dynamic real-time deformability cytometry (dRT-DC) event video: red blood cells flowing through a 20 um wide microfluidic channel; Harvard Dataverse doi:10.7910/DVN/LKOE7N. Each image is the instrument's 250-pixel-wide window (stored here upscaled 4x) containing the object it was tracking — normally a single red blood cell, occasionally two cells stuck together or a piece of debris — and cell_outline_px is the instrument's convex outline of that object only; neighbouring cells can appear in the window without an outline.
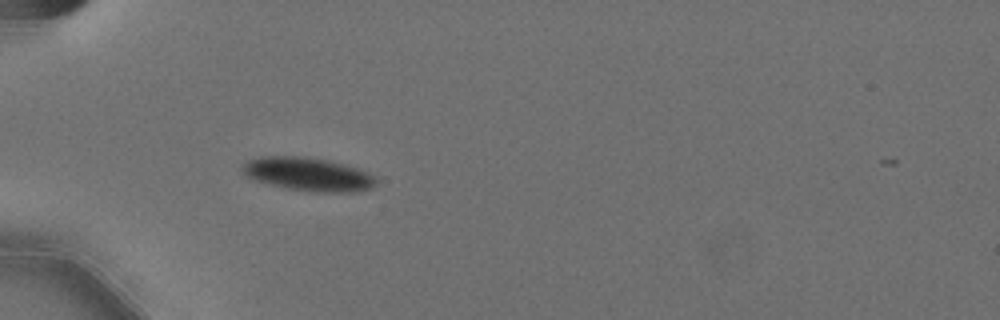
{"species": "Egyptian fruit bat (a non-hibernating species)", "species_latin": "Rousettus aegyptiacus", "temperature_condition": "cold", "stored_images_in_passage": 21, "camera_frame_rate_fps": 3000, "um_per_image_px": 0.085, "animal": {"sex": "female"}, "frame": {"image": 1, "passage_image": 20, "time_ms": 6.333, "image_size_px": [1000, 320], "cell_outline_px": [[380, 180], [372, 188], [356, 192], [308, 192], [288, 188], [252, 180], [244, 176], [240, 168], [240, 164], [248, 160], [260, 156], [304, 156], [324, 160], [356, 168], [368, 172], [376, 176]], "centroid_in_image_um": [26.15, 14.82], "position_along_channel_um": 58.8, "area_um2": 26.41}}